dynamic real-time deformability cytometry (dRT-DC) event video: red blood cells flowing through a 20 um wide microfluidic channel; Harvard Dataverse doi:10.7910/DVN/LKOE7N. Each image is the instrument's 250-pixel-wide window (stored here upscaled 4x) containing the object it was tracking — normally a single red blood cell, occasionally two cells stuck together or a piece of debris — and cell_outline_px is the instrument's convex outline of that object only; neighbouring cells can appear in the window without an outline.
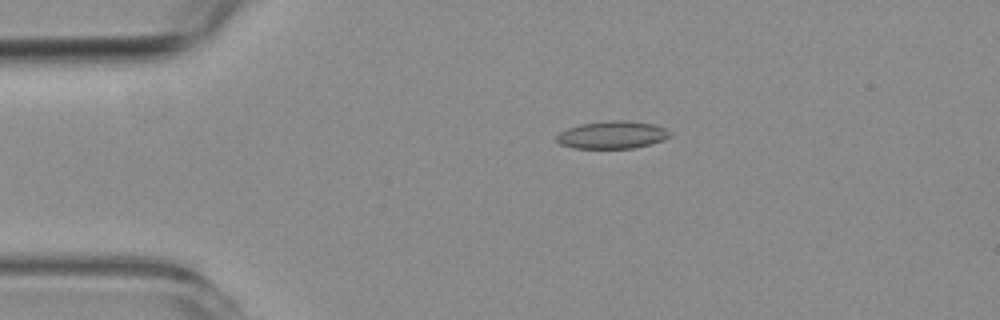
{"species": "common noctule bat (a hibernating species)", "species_latin": "Nyctalus noctula", "temperature_condition": "room temperature", "stored_images_in_passage": 56, "camera_frame_rate_fps": 3000, "um_per_image_px": 0.085, "animal": {"sex": "female", "body_mass_g": 19.3, "forearm_length_mm": 54.1}, "frame": {"image": 1, "passage_image": 12, "time_ms": 3.667, "image_size_px": [1000, 320], "cell_outline_px": [[672, 136], [664, 140], [632, 148], [572, 148], [560, 144], [556, 140], [556, 136], [560, 132], [568, 128], [580, 124], [608, 120], [624, 120], [656, 124], [672, 132]], "centroid_in_image_um": [52.06, 11.45], "position_along_channel_um": 32.9, "area_um2": 18.32}}
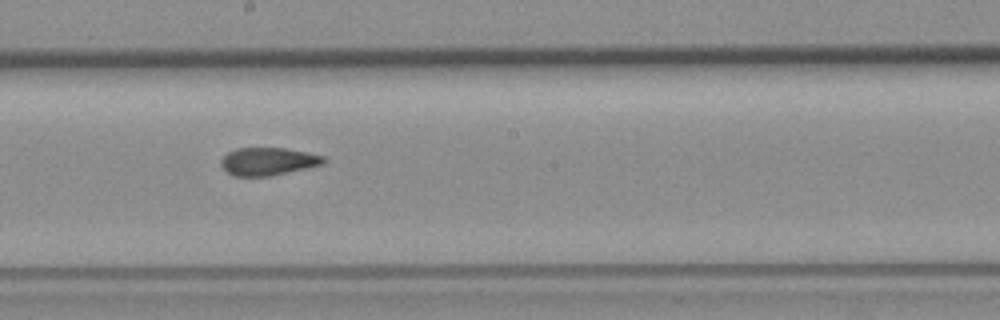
{"frame": {"image": 2, "passage_image": 31, "time_ms": 10.0, "image_size_px": [1000, 320], "cell_outline_px": [[328, 160], [324, 164], [308, 168], [268, 176], [236, 176], [228, 172], [220, 164], [220, 160], [228, 152], [236, 148], [284, 148], [308, 152], [324, 156]], "centroid_in_image_um": [22.82, 13.71], "position_along_channel_um": 225.4, "area_um2": 16.65}}
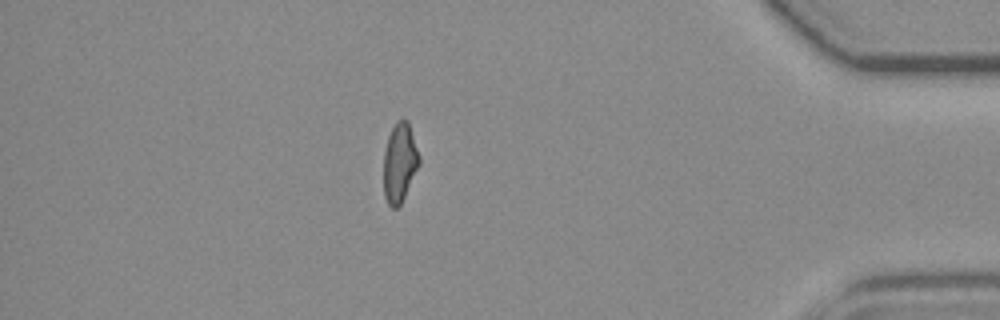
{"frame": {"image": 3, "passage_image": 49, "time_ms": 16.0, "image_size_px": [1000, 320], "cell_outline_px": [[420, 164], [400, 204], [396, 208], [392, 208], [388, 204], [384, 196], [384, 152], [388, 136], [396, 120], [404, 116], [408, 120], [420, 156]], "centroid_in_image_um": [33.98, 13.77], "position_along_channel_um": 401.2, "area_um2": 16.53}, "authors_computed_cell_mechanics": {"area_um2": 17.2244, "velocity_mm_per_s": 3.6884, "shape_relaxation_time_tau1_ms": null, "shape_relaxation_time_tau2_ms": 1.5674, "deformation_change_tau1": null, "deformation_change_tau2": 0.0867}}